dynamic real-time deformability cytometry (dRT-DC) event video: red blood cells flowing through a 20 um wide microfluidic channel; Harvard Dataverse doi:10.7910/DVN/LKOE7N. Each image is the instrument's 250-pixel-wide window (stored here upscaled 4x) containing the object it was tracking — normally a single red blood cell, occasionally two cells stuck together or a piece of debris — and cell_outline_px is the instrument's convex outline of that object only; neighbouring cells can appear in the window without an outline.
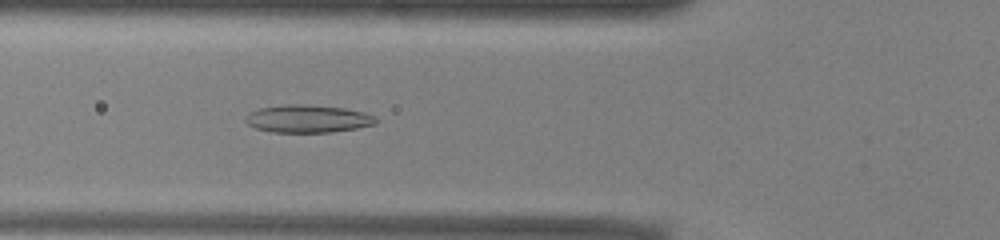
{"species": "common noctule bat (a hibernating species)", "species_latin": "Nyctalus noctula", "temperature_condition": "warm", "stored_images_in_passage": 51, "camera_frame_rate_fps": 3000, "um_per_image_px": 0.085, "animal": {"sex": "male", "body_mass_g": 13.0, "forearm_length_mm": 53.1}, "frame": {"image": 1, "passage_image": 18, "time_ms": 5.667, "image_size_px": [1000, 240], "cell_outline_px": [[380, 120], [376, 124], [356, 128], [332, 132], [272, 132], [256, 128], [248, 124], [244, 120], [244, 116], [260, 108], [284, 104], [304, 104], [344, 108], [364, 112], [376, 116]], "centroid_in_image_um": [26.19, 10.09], "position_along_channel_um": 99.6, "area_um2": 21.15}}
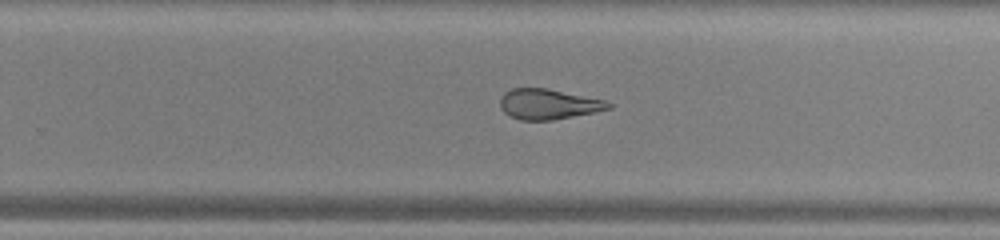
{"frame": {"image": 2, "passage_image": 32, "time_ms": 10.333, "image_size_px": [1000, 240], "cell_outline_px": [[612, 108], [596, 112], [552, 120], [520, 120], [508, 116], [500, 108], [500, 100], [504, 92], [512, 88], [548, 88], [604, 100], [612, 104]], "centroid_in_image_um": [46.59, 8.85], "position_along_channel_um": 283.2, "area_um2": 19.25}}
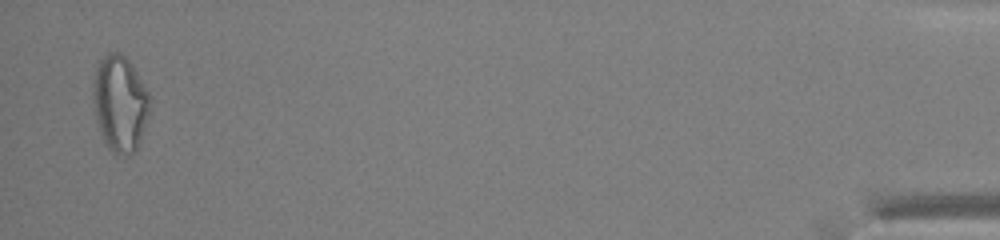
{"frame": {"image": 3, "passage_image": 50, "time_ms": 16.333, "image_size_px": [1000, 240], "cell_outline_px": [[152, 104], [140, 140], [136, 148], [128, 156], [116, 156], [108, 148], [100, 132], [96, 116], [92, 96], [92, 88], [96, 68], [100, 60], [108, 52], [116, 52], [124, 56], [128, 60], [148, 92], [152, 100]], "centroid_in_image_um": [10.2, 8.82], "position_along_channel_um": 425.0, "area_um2": 31.67}, "authors_computed_cell_mechanics": {"area_um2": 22.9466, "velocity_mm_per_s": 3.9335, "shape_relaxation_time_tau1_ms": null, "shape_relaxation_time_tau2_ms": 2.9726, "deformation_change_tau1": null, "deformation_change_tau2": 0.1296}}